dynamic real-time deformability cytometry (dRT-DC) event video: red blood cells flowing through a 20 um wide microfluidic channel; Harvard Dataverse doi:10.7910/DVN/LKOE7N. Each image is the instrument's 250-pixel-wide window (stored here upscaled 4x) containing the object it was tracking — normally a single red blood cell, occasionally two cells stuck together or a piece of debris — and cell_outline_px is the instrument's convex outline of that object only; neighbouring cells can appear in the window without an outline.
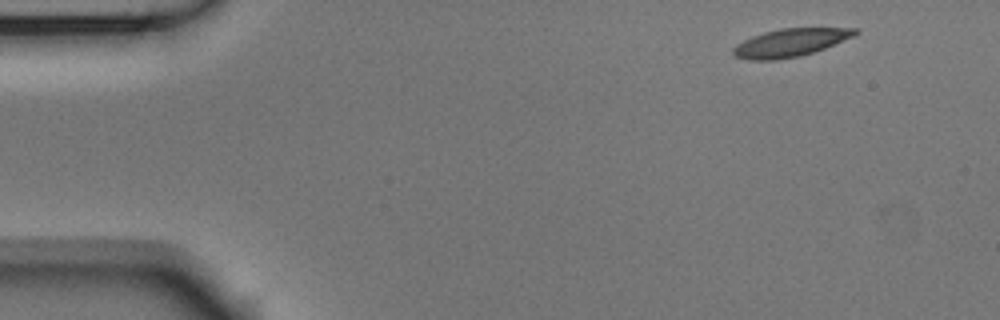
{"species": "Egyptian fruit bat (a non-hibernating species)", "species_latin": "Rousettus aegyptiacus", "temperature_condition": "room temperature", "stored_images_in_passage": 5, "camera_frame_rate_fps": 3000, "um_per_image_px": 0.085, "animal": {"sex": "male"}, "frame": {"image": 1, "passage_image": 1, "time_ms": 0.0, "image_size_px": [1000, 320], "cell_outline_px": [[860, 32], [856, 36], [824, 48], [800, 56], [776, 60], [748, 60], [736, 56], [732, 52], [732, 48], [736, 44], [752, 36], [764, 32], [780, 28], [856, 28]], "centroid_in_image_um": [67.18, 3.62], "position_along_channel_um": 17.8, "area_um2": 19.88}}
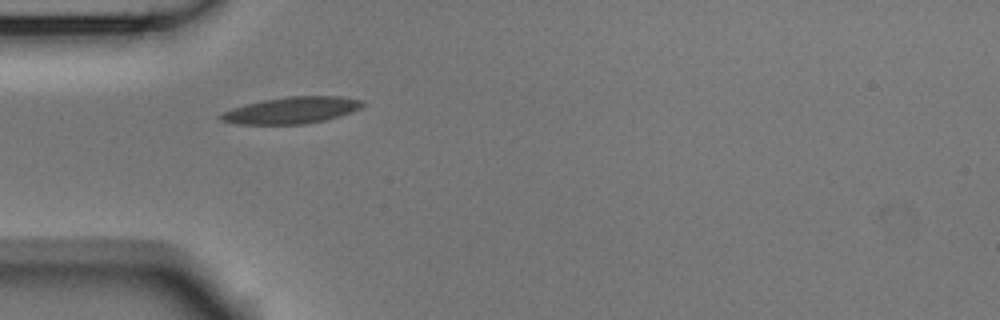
{"frame": {"image": 2, "passage_image": 4, "time_ms": 1.0, "image_size_px": [1000, 320], "cell_outline_px": [[364, 104], [360, 108], [352, 112], [324, 120], [304, 124], [236, 124], [220, 120], [216, 116], [232, 108], [264, 100], [288, 96], [340, 96], [364, 100]], "centroid_in_image_um": [24.79, 9.37], "position_along_channel_um": 60.2, "area_um2": 21.91}}
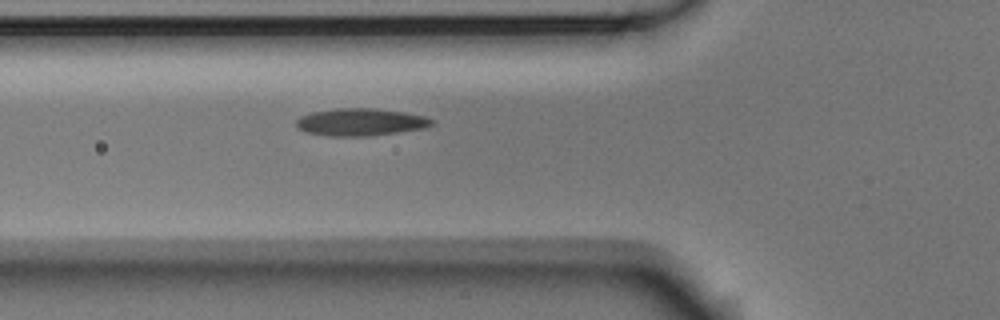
{"frame": {"image": 3, "passage_image": 5, "time_ms": 1.333, "image_size_px": [1000, 320], "cell_outline_px": [[436, 120], [432, 124], [424, 128], [368, 136], [328, 136], [308, 132], [296, 128], [296, 120], [300, 116], [312, 112], [336, 108], [376, 108], [404, 112], [424, 116]], "centroid_in_image_um": [30.63, 10.37], "position_along_channel_um": 95.2, "area_um2": 21.62}}